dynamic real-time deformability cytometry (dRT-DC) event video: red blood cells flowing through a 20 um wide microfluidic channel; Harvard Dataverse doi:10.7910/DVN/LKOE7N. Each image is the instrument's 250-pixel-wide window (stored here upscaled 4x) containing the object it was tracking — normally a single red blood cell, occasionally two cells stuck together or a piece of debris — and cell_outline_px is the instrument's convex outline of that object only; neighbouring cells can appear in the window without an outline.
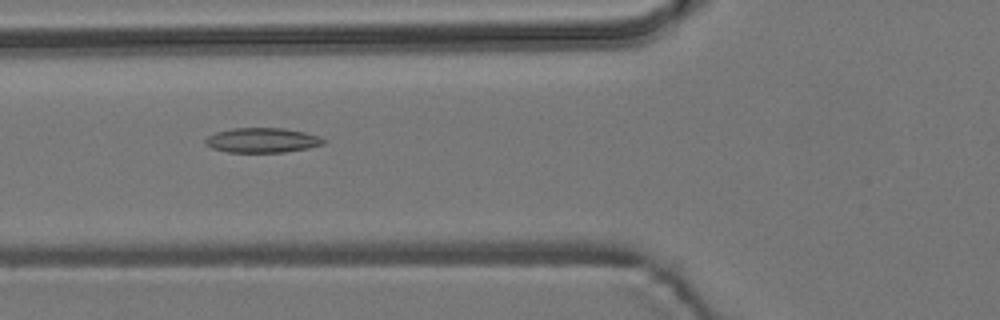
{"species": "common noctule bat (a hibernating species)", "species_latin": "Nyctalus noctula", "temperature_condition": "room temperature", "stored_images_in_passage": 40, "camera_frame_rate_fps": 3000, "um_per_image_px": 0.085, "animal": {"sex": "male", "body_mass_g": 19.2, "forearm_length_mm": 51.8}, "frame": {"image": 1, "passage_image": 6, "time_ms": 1.667, "image_size_px": [1000, 320], "cell_outline_px": [[328, 140], [324, 144], [308, 148], [284, 152], [228, 152], [212, 148], [204, 144], [204, 140], [208, 136], [216, 132], [232, 128], [284, 128], [304, 132], [320, 136]], "centroid_in_image_um": [22.3, 11.92], "position_along_channel_um": 103.5, "area_um2": 17.17}}
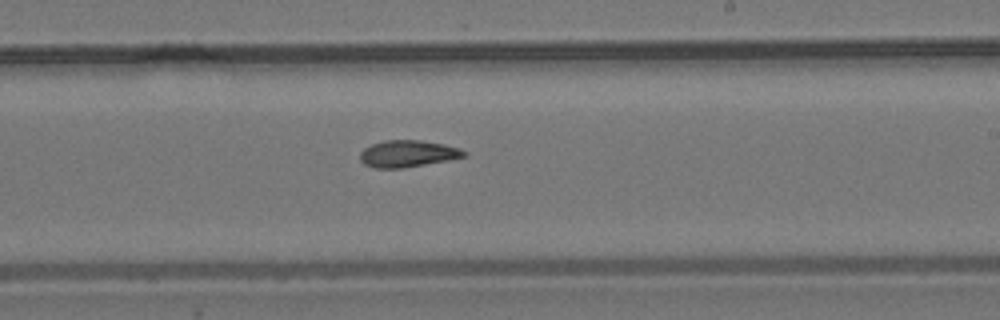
{"frame": {"image": 2, "passage_image": 18, "time_ms": 5.667, "image_size_px": [1000, 320], "cell_outline_px": [[468, 156], [448, 160], [404, 168], [372, 168], [364, 164], [360, 160], [360, 152], [364, 148], [372, 144], [384, 140], [420, 140], [444, 144], [460, 148], [468, 152]], "centroid_in_image_um": [34.67, 13.06], "position_along_channel_um": 254.3, "area_um2": 16.42}}
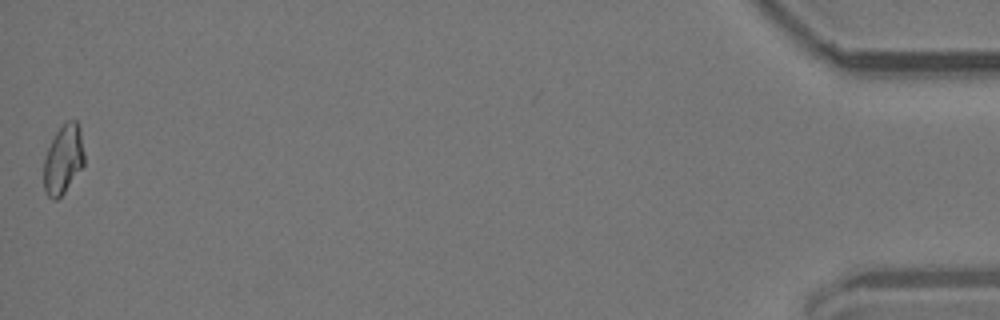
{"frame": {"image": 3, "passage_image": 40, "time_ms": 13.0, "image_size_px": [1000, 320], "cell_outline_px": [[84, 164], [64, 192], [56, 200], [52, 200], [48, 196], [44, 188], [44, 160], [48, 148], [56, 132], [68, 120], [76, 120], [80, 128], [84, 152]], "centroid_in_image_um": [5.38, 13.54], "position_along_channel_um": 429.8, "area_um2": 16.07}, "authors_computed_cell_mechanics": {"area_um2": 16.3285, "velocity_mm_per_s": 3.763, "shape_relaxation_time_tau1_ms": null, "shape_relaxation_time_tau2_ms": 5.2409, "deformation_change_tau1": null, "deformation_change_tau2": 0.105}}